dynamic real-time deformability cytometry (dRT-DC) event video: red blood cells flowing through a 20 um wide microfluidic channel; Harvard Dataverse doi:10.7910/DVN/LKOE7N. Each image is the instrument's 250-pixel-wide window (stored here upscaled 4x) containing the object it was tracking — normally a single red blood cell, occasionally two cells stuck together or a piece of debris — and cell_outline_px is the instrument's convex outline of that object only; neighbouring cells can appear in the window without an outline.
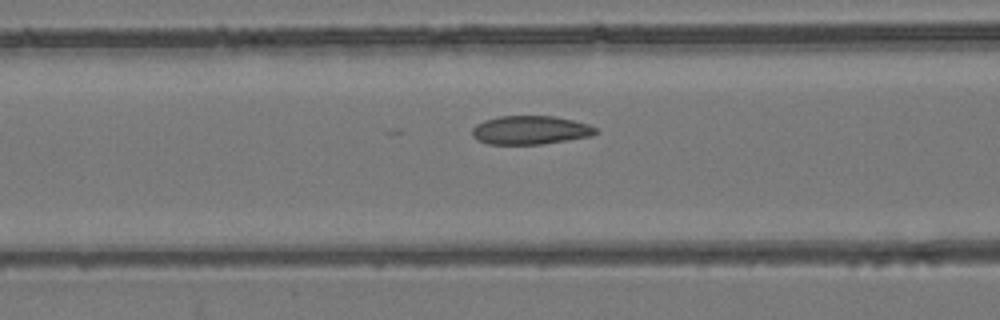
{"species": "common noctule bat (a hibernating species)", "species_latin": "Nyctalus noctula", "temperature_condition": "room temperature", "stored_images_in_passage": 9, "camera_frame_rate_fps": 3000, "um_per_image_px": 0.085, "animal": {"sex": "female", "body_mass_g": 24.6, "forearm_length_mm": 56.2}, "frame": {"image": 1, "passage_image": 7, "time_ms": 2.0, "image_size_px": [1000, 320], "cell_outline_px": [[600, 132], [592, 136], [540, 144], [488, 144], [476, 140], [472, 136], [472, 128], [476, 124], [484, 120], [500, 116], [552, 116], [572, 120], [588, 124], [596, 128]], "centroid_in_image_um": [45.06, 11.06], "position_along_channel_um": 121.5, "area_um2": 20.63}}